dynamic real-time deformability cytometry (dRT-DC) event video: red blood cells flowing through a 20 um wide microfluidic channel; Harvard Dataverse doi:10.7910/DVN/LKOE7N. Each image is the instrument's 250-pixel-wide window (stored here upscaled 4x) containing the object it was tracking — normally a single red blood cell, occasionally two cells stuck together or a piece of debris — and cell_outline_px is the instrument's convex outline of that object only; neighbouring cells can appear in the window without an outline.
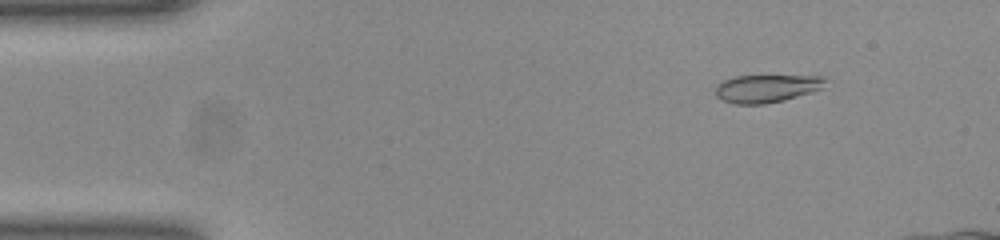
{"species": "common noctule bat (a hibernating species)", "species_latin": "Nyctalus noctula", "temperature_condition": "room temperature", "stored_images_in_passage": 47, "camera_frame_rate_fps": 3000, "um_per_image_px": 0.085, "animal": {"sex": "female", "body_mass_g": 23.0, "forearm_length_mm": 53.4}, "frame": {"image": 1, "passage_image": 6, "time_ms": 1.667, "image_size_px": [1000, 240], "cell_outline_px": [[828, 80], [820, 88], [812, 92], [784, 100], [764, 104], [736, 104], [720, 100], [716, 96], [716, 84], [724, 80], [736, 76], [828, 76]], "centroid_in_image_um": [65.16, 7.52], "position_along_channel_um": 19.8, "area_um2": 17.86}}
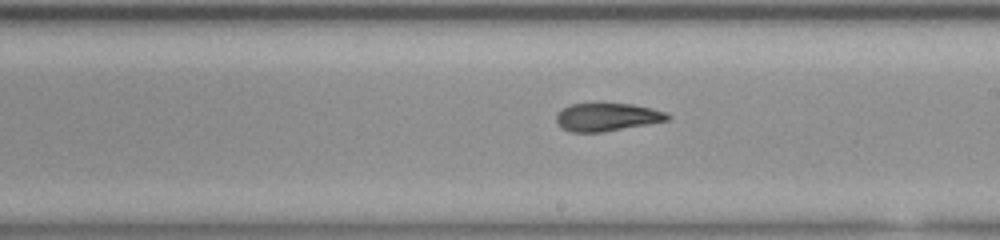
{"frame": {"image": 2, "passage_image": 29, "time_ms": 9.333, "image_size_px": [1000, 240], "cell_outline_px": [[672, 116], [668, 120], [648, 124], [600, 132], [572, 132], [564, 128], [556, 120], [556, 112], [572, 104], [596, 100], [632, 104], [652, 108], [668, 112]], "centroid_in_image_um": [51.62, 9.89], "position_along_channel_um": 237.4, "area_um2": 18.79}}
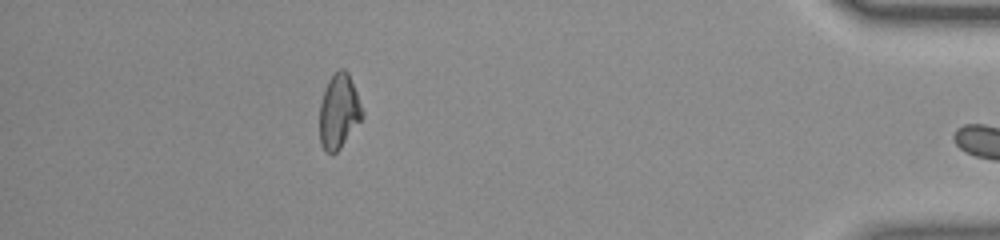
{"frame": {"image": 3, "passage_image": 46, "time_ms": 15.0, "image_size_px": [1000, 240], "cell_outline_px": [[364, 116], [340, 148], [336, 152], [324, 152], [320, 144], [320, 104], [328, 80], [340, 68], [344, 68], [348, 72], [364, 112]], "centroid_in_image_um": [28.8, 9.48], "position_along_channel_um": 406.4, "area_um2": 18.32}, "authors_computed_cell_mechanics": {"area_um2": 18.5538, "velocity_mm_per_s": 3.9513, "shape_relaxation_time_tau1_ms": 9.0164, "shape_relaxation_time_tau2_ms": 1.4774, "deformation_change_tau1": 0.2467, "deformation_change_tau2": 0.0732}}